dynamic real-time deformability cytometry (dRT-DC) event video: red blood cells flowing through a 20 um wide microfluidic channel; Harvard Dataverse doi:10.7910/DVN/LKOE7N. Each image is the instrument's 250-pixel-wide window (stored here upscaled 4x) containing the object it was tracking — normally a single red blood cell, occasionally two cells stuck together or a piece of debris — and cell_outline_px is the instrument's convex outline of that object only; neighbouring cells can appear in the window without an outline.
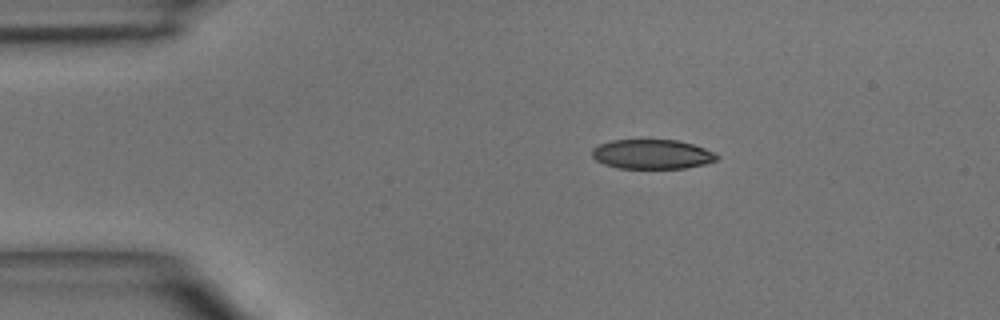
{"species": "common noctule bat (a hibernating species)", "species_latin": "Nyctalus noctula", "temperature_condition": "room temperature", "stored_images_in_passage": 2, "camera_frame_rate_fps": 3000, "um_per_image_px": 0.085, "animal": {"sex": "male", "body_mass_g": 15.6}, "frame": {"image": 1, "passage_image": 1, "time_ms": 0.0, "image_size_px": [1000, 320], "cell_outline_px": [[720, 156], [716, 160], [704, 164], [684, 168], [616, 168], [604, 164], [596, 160], [592, 156], [592, 148], [600, 144], [612, 140], [676, 140], [692, 144], [704, 148]], "centroid_in_image_um": [55.4, 13.11], "position_along_channel_um": 29.6, "area_um2": 21.33}}